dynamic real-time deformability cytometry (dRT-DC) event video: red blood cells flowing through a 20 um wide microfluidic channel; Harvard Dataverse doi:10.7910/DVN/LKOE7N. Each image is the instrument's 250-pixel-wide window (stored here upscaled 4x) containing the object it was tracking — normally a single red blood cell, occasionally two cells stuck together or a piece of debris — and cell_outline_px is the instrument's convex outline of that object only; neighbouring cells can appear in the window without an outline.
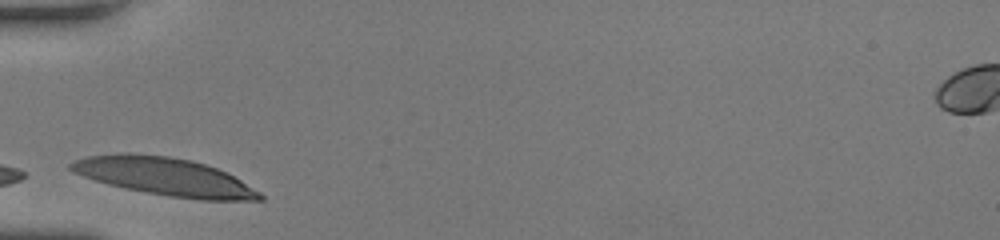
{"species": "human", "species_latin": "Homo sapiens", "temperature_condition": "room temperature", "stored_images_in_passage": 30, "camera_frame_rate_fps": 3000, "um_per_image_px": 0.085, "donor": {"sex": "female"}, "frame": {"image": 1, "passage_image": 1, "time_ms": 0.0, "image_size_px": [1000, 240], "cell_outline_px": [[264, 200], [200, 200], [168, 196], [124, 188], [108, 184], [72, 172], [68, 168], [68, 164], [76, 160], [88, 156], [120, 152], [128, 152], [168, 156], [192, 160], [216, 168], [240, 180], [260, 192], [264, 196]], "centroid_in_image_um": [13.96, 15.0], "position_along_channel_um": 71.0, "area_um2": 41.56}}
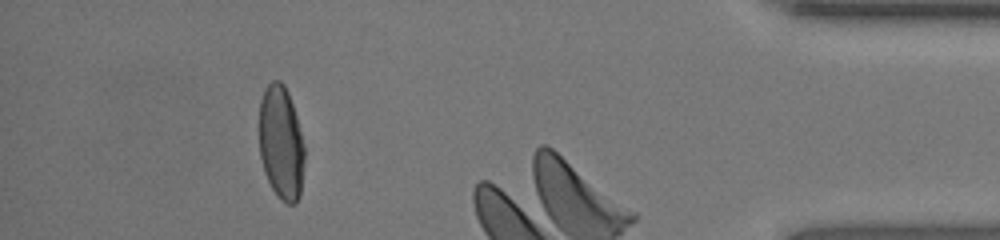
{"frame": {"image": 2, "passage_image": 26, "time_ms": 8.333, "image_size_px": [1000, 240], "cell_outline_px": [[304, 164], [300, 196], [292, 204], [288, 204], [280, 200], [272, 188], [264, 172], [260, 156], [260, 100], [264, 88], [272, 80], [280, 80], [284, 84], [288, 92], [296, 116], [304, 144]], "centroid_in_image_um": [23.89, 12.13], "position_along_channel_um": 411.3, "area_um2": 30.06}, "authors_computed_cell_mechanics": {"area_um2": 35.2002, "velocity_mm_per_s": 3.7868, "shape_relaxation_time_tau1_ms": 2.9098, "shape_relaxation_time_tau2_ms": null, "deformation_change_tau1": 0.0836, "deformation_change_tau2": null}}